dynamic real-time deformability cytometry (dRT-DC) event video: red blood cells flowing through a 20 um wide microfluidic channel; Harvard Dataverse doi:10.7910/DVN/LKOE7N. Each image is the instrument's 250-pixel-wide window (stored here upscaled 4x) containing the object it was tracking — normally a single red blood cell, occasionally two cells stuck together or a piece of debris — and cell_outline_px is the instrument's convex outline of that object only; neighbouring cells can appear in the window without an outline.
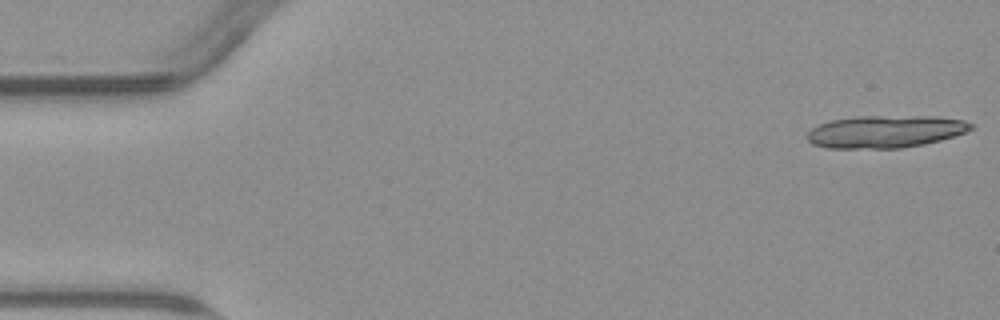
{"species": "common noctule bat (a hibernating species)", "species_latin": "Nyctalus noctula", "temperature_condition": "warm", "stored_images_in_passage": 18, "camera_frame_rate_fps": 3000, "um_per_image_px": 0.085, "animal": {"sex": "male", "body_mass_g": 23.1, "forearm_length_mm": 52.7}, "frame": {"image": 1, "passage_image": 1, "time_ms": 0.0, "image_size_px": [1000, 320], "cell_outline_px": [[972, 128], [964, 132], [940, 140], [924, 144], [900, 148], [828, 148], [812, 144], [808, 140], [808, 132], [812, 128], [820, 124], [832, 120], [856, 116], [936, 116], [964, 120], [972, 124]], "centroid_in_image_um": [75.24, 11.18], "position_along_channel_um": 9.8, "area_um2": 30.75}}